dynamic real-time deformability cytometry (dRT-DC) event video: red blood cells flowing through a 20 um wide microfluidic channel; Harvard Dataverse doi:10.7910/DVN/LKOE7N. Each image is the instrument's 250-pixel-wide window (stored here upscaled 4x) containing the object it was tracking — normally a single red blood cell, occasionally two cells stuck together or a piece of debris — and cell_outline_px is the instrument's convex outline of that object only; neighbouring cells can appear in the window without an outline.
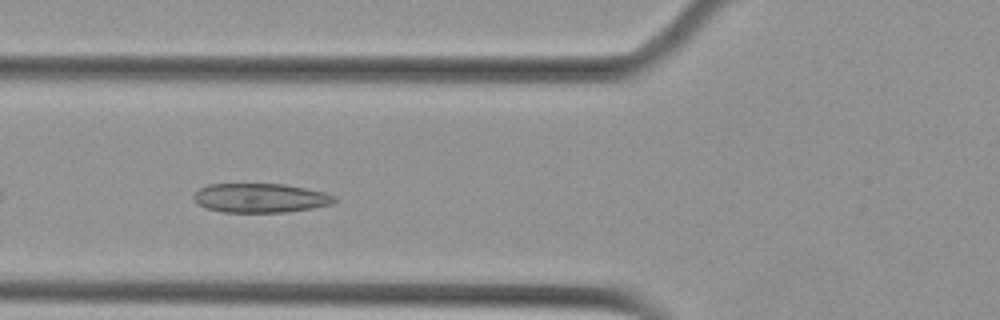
{"species": "Egyptian fruit bat (a non-hibernating species)", "species_latin": "Rousettus aegyptiacus", "temperature_condition": "cold", "stored_images_in_passage": 40, "camera_frame_rate_fps": 3000, "um_per_image_px": 0.085, "animal": {"sex": "female"}, "frame": {"image": 1, "passage_image": 5, "time_ms": 1.333, "image_size_px": [1000, 320], "cell_outline_px": [[336, 200], [332, 204], [312, 208], [284, 212], [224, 212], [208, 208], [196, 204], [192, 196], [200, 188], [208, 184], [284, 184], [324, 192], [336, 196]], "centroid_in_image_um": [22.12, 16.82], "position_along_channel_um": 103.7, "area_um2": 23.87}}
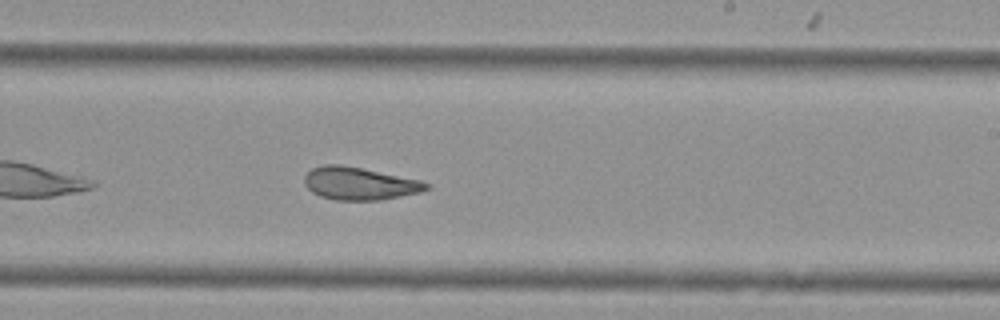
{"frame": {"image": 2, "passage_image": 18, "time_ms": 5.667, "image_size_px": [1000, 320], "cell_outline_px": [[432, 188], [420, 192], [380, 200], [336, 200], [320, 196], [312, 192], [304, 184], [304, 176], [312, 168], [324, 164], [340, 164], [420, 180], [432, 184]], "centroid_in_image_um": [30.56, 15.6], "position_along_channel_um": 258.4, "area_um2": 23.18}}
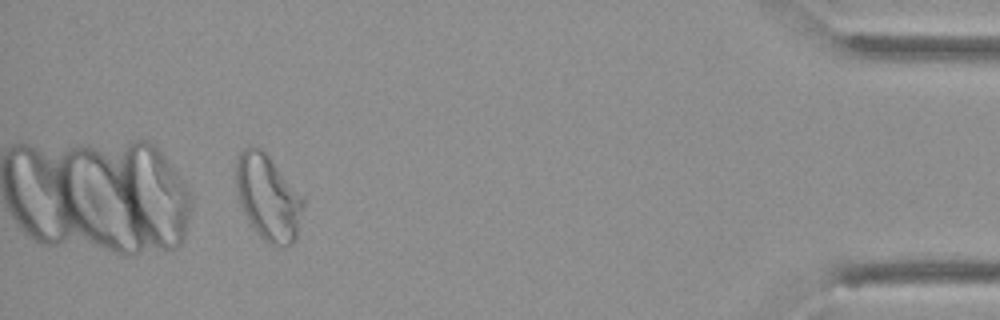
{"frame": {"image": 3, "passage_image": 36, "time_ms": 11.667, "image_size_px": [1000, 320], "cell_outline_px": [[308, 196], [296, 236], [292, 244], [268, 244], [252, 228], [240, 204], [236, 192], [236, 164], [240, 152], [244, 148], [260, 148]], "centroid_in_image_um": [22.85, 16.78], "position_along_channel_um": 412.4, "area_um2": 34.04}, "authors_computed_cell_mechanics": {"area_um2": 24.3627, "velocity_mm_per_s": 3.5833, "shape_relaxation_time_tau1_ms": null, "shape_relaxation_time_tau2_ms": 2.118, "deformation_change_tau1": null, "deformation_change_tau2": 0.0739}}